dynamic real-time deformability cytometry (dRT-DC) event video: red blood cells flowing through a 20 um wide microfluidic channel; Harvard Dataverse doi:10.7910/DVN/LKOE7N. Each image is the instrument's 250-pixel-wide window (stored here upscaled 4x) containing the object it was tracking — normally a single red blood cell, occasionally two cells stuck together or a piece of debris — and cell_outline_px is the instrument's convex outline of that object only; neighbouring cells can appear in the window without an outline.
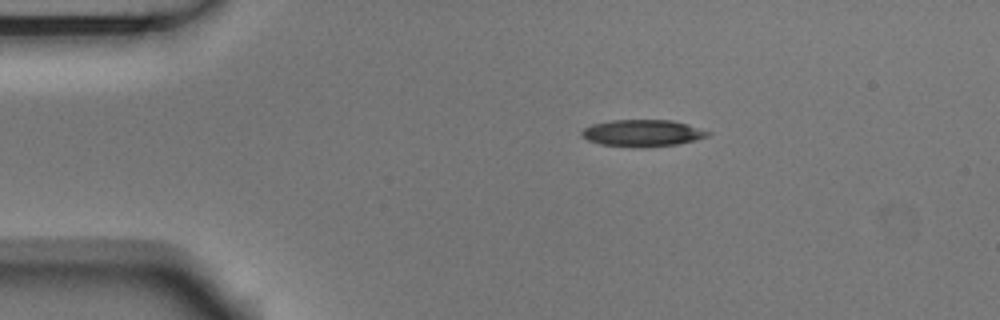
{"species": "Egyptian fruit bat (a non-hibernating species)", "species_latin": "Rousettus aegyptiacus", "temperature_condition": "room temperature", "stored_images_in_passage": 45, "camera_frame_rate_fps": 3000, "um_per_image_px": 0.085, "animal": {"sex": "male"}, "frame": {"image": 1, "passage_image": 1, "time_ms": 0.0, "image_size_px": [1000, 320], "cell_outline_px": [[712, 132], [708, 136], [696, 140], [676, 144], [644, 148], [600, 144], [588, 140], [580, 136], [580, 132], [584, 128], [592, 124], [612, 120], [672, 120], [688, 124]], "centroid_in_image_um": [54.61, 11.31], "position_along_channel_um": 30.4, "area_um2": 19.83}}
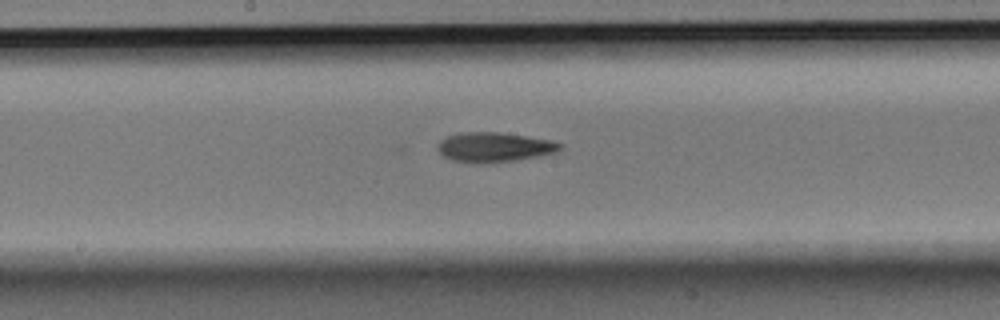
{"frame": {"image": 2, "passage_image": 19, "time_ms": 6.0, "image_size_px": [1000, 320], "cell_outline_px": [[564, 144], [556, 152], [516, 160], [484, 164], [476, 164], [452, 160], [444, 156], [436, 148], [436, 144], [440, 140], [448, 136], [464, 132], [500, 132], [552, 140]], "centroid_in_image_um": [41.98, 12.51], "position_along_channel_um": 206.2, "area_um2": 21.27}}
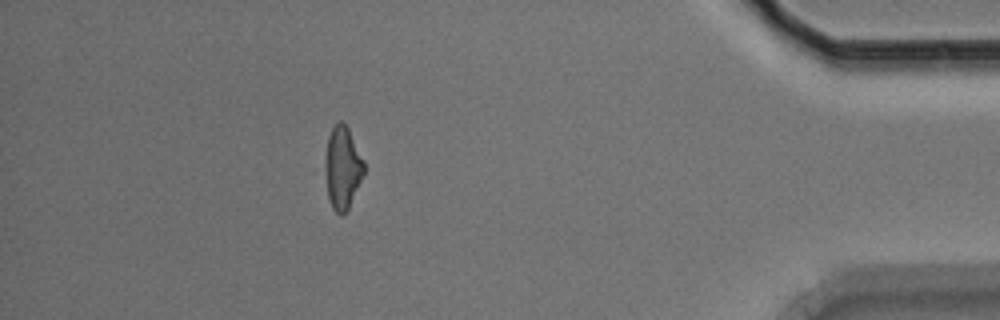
{"frame": {"image": 3, "passage_image": 39, "time_ms": 12.667, "image_size_px": [1000, 320], "cell_outline_px": [[364, 172], [348, 208], [340, 216], [332, 208], [328, 196], [324, 168], [328, 136], [332, 128], [340, 120], [348, 128], [364, 160]], "centroid_in_image_um": [29.1, 14.25], "position_along_channel_um": 406.1, "area_um2": 18.38}, "authors_computed_cell_mechanics": {"area_um2": 20.0566, "velocity_mm_per_s": 3.7275, "shape_relaxation_time_tau1_ms": null, "shape_relaxation_time_tau2_ms": 3.9307, "deformation_change_tau1": null, "deformation_change_tau2": 0.1331}}